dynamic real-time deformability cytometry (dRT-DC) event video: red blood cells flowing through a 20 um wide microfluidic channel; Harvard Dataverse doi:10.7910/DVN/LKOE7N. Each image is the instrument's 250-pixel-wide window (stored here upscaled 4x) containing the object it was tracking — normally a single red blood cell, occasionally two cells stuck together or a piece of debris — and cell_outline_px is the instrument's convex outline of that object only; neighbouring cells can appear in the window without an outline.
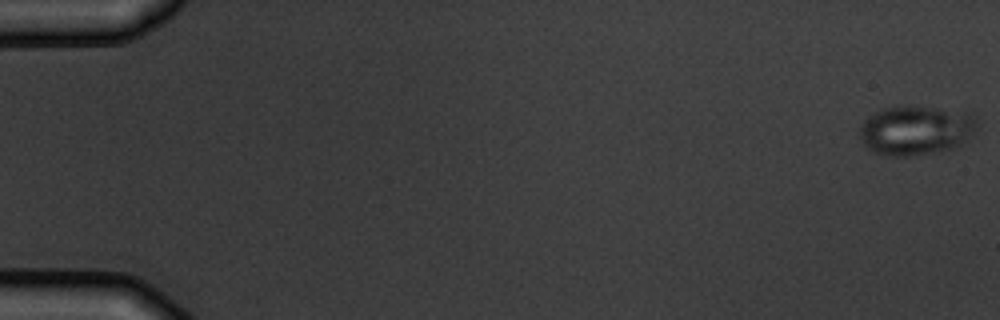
{"species": "common noctule bat (a hibernating species)", "species_latin": "Nyctalus noctula", "temperature_condition": "warm", "stored_images_in_passage": 5, "camera_frame_rate_fps": 3000, "um_per_image_px": 0.085, "animal": {"sex": "male", "body_mass_g": 19.5, "forearm_length_mm": 54.6}, "frame": {"image": 1, "passage_image": 1, "time_ms": 0.0, "image_size_px": [1000, 320], "cell_outline_px": [[976, 128], [968, 140], [964, 144], [956, 148], [940, 152], [908, 156], [888, 156], [872, 152], [864, 144], [860, 136], [860, 128], [864, 120], [868, 116], [884, 108], [900, 104], [972, 108], [976, 116]], "centroid_in_image_um": [77.97, 11.01], "position_along_channel_um": 7.0, "area_um2": 35.6}}